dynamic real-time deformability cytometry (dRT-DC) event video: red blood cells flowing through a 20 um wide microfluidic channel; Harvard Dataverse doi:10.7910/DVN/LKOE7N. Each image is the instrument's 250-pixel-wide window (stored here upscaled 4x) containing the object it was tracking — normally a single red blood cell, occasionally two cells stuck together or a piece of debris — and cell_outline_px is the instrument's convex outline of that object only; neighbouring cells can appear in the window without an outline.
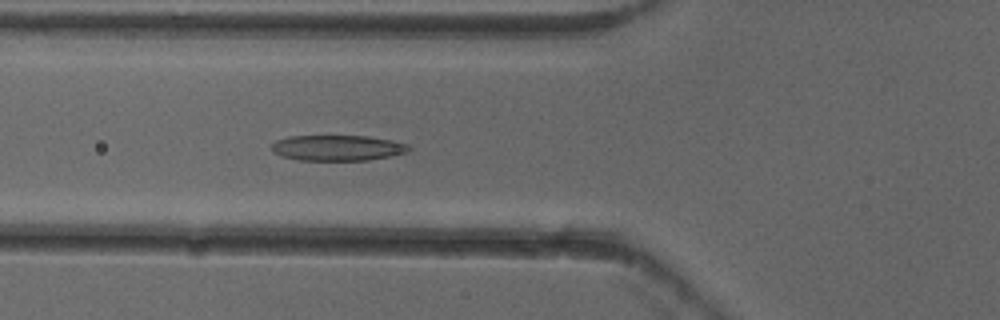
{"species": "common noctule bat (a hibernating species)", "species_latin": "Nyctalus noctula", "temperature_condition": "cold", "stored_images_in_passage": 53, "camera_frame_rate_fps": 3000, "um_per_image_px": 0.085, "animal": {"sex": "female"}, "frame": {"image": 1, "passage_image": 19, "time_ms": 6.0, "image_size_px": [1000, 320], "cell_outline_px": [[412, 148], [408, 152], [392, 156], [368, 160], [300, 160], [280, 156], [272, 152], [272, 144], [276, 140], [288, 136], [368, 136], [392, 140], [408, 144]], "centroid_in_image_um": [28.71, 12.57], "position_along_channel_um": 97.1, "area_um2": 20.63}}
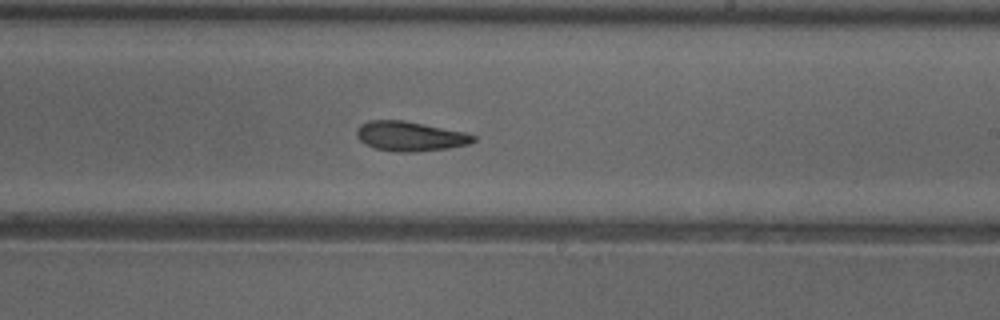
{"frame": {"image": 2, "passage_image": 31, "time_ms": 10.0, "image_size_px": [1000, 320], "cell_outline_px": [[476, 140], [468, 144], [448, 148], [416, 152], [396, 152], [376, 148], [364, 144], [356, 136], [356, 128], [360, 124], [368, 120], [404, 120], [464, 132], [476, 136]], "centroid_in_image_um": [34.82, 11.58], "position_along_channel_um": 254.2, "area_um2": 20.23}}
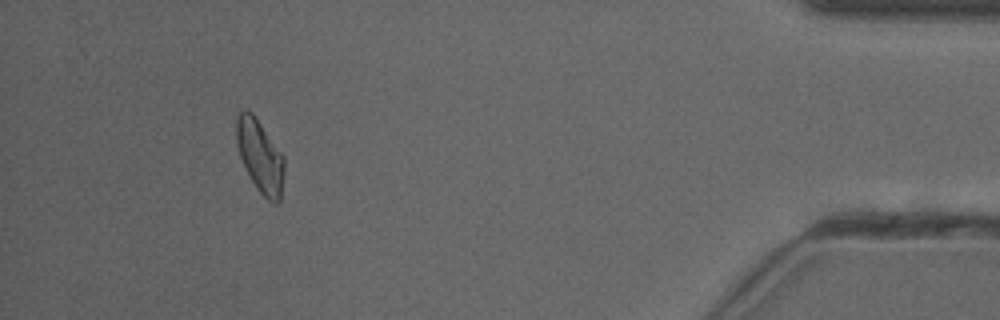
{"frame": {"image": 3, "passage_image": 48, "time_ms": 15.667, "image_size_px": [1000, 320], "cell_outline_px": [[284, 168], [280, 200], [276, 204], [272, 204], [260, 192], [252, 180], [240, 156], [236, 144], [236, 116], [244, 108], [248, 108], [252, 112], [284, 156]], "centroid_in_image_um": [22.1, 13.24], "position_along_channel_um": 413.1, "area_um2": 20.11}, "authors_computed_cell_mechanics": {"area_um2": 20.519, "velocity_mm_per_s": 3.9112, "shape_relaxation_time_tau1_ms": 9.3908, "shape_relaxation_time_tau2_ms": 4.2125, "deformation_change_tau1": 0.2282, "deformation_change_tau2": 0.1204}}